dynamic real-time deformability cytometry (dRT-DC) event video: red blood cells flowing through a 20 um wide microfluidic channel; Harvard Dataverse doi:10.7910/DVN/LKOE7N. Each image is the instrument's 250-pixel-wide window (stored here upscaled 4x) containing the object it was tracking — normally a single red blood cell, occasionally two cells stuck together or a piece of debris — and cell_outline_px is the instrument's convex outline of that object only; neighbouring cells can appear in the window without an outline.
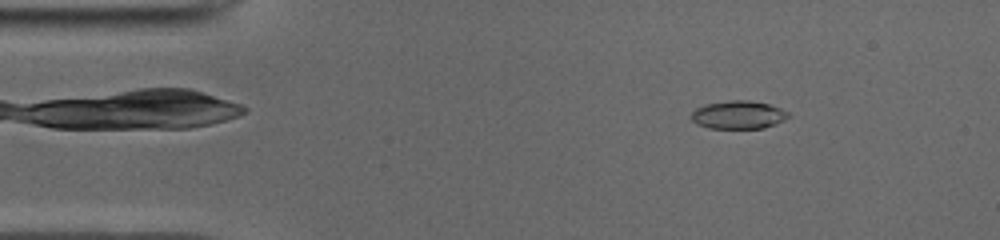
{"species": "common noctule bat (a hibernating species)", "species_latin": "Nyctalus noctula", "temperature_condition": "cold", "stored_images_in_passage": 45, "camera_frame_rate_fps": 3000, "um_per_image_px": 0.085, "animal": {"sex": "male", "body_mass_g": 19.0, "forearm_length_mm": 50.8}, "frame": {"image": 1, "passage_image": 2, "time_ms": 0.333, "image_size_px": [1000, 240], "cell_outline_px": [[788, 116], [784, 120], [776, 124], [764, 128], [708, 128], [696, 124], [692, 120], [692, 112], [696, 108], [704, 104], [728, 100], [748, 100], [768, 104], [780, 108], [788, 112]], "centroid_in_image_um": [62.74, 9.76], "position_along_channel_um": 22.3, "area_um2": 15.9}}
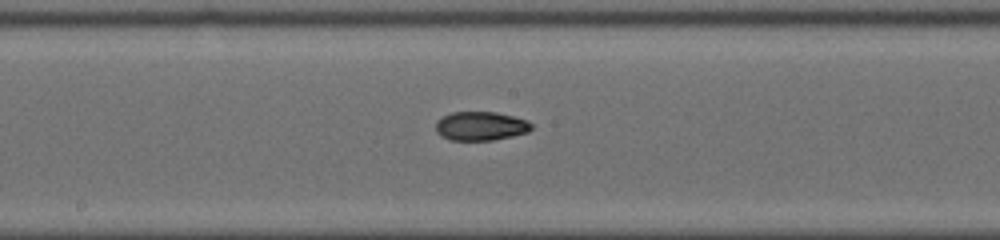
{"frame": {"image": 2, "passage_image": 21, "time_ms": 6.667, "image_size_px": [1000, 240], "cell_outline_px": [[532, 128], [528, 132], [512, 136], [492, 140], [448, 140], [440, 136], [436, 132], [436, 120], [452, 112], [496, 112], [528, 120], [532, 124]], "centroid_in_image_um": [40.84, 10.72], "position_along_channel_um": 207.4, "area_um2": 16.18}}
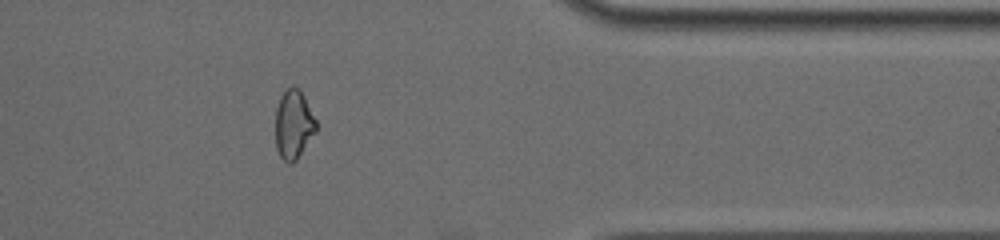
{"frame": {"image": 3, "passage_image": 36, "time_ms": 11.667, "image_size_px": [1000, 240], "cell_outline_px": [[316, 132], [296, 160], [292, 164], [288, 164], [280, 156], [276, 148], [276, 108], [280, 96], [292, 84], [300, 88], [316, 120]], "centroid_in_image_um": [24.95, 10.57], "position_along_channel_um": 386.4, "area_um2": 16.42}, "authors_computed_cell_mechanics": {"area_um2": 16.4152, "velocity_mm_per_s": 3.9723, "shape_relaxation_time_tau1_ms": null, "shape_relaxation_time_tau2_ms": 3.0724, "deformation_change_tau1": null, "deformation_change_tau2": 0.0798}}